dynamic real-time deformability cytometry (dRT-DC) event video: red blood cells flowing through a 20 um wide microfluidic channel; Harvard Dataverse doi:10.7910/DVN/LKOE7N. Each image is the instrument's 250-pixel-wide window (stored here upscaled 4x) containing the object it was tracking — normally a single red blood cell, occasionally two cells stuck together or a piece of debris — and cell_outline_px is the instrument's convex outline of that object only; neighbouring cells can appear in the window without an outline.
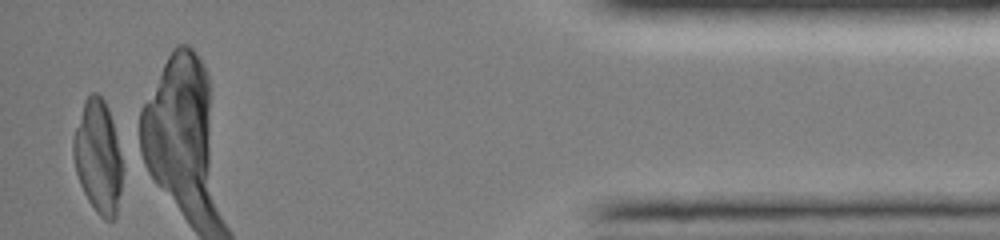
{"species": "common noctule bat (a hibernating species)", "species_latin": "Nyctalus noctula", "temperature_condition": "room temperature", "stored_images_in_passage": 43, "camera_frame_rate_fps": 3000, "um_per_image_px": 0.085, "animal": {"sex": "female", "body_mass_g": 19.0, "forearm_length_mm": 51.5}, "frame": {"image": 1, "passage_image": 43, "time_ms": 14.0, "image_size_px": [1000, 240], "cell_outline_px": [[120, 192], [116, 216], [112, 220], [104, 220], [96, 212], [88, 200], [80, 184], [76, 172], [72, 156], [72, 140], [84, 100], [92, 92], [96, 92], [104, 100], [108, 108], [112, 120], [116, 136], [120, 156]], "centroid_in_image_um": [8.3, 13.32], "position_along_channel_um": 426.9, "area_um2": 31.91}}